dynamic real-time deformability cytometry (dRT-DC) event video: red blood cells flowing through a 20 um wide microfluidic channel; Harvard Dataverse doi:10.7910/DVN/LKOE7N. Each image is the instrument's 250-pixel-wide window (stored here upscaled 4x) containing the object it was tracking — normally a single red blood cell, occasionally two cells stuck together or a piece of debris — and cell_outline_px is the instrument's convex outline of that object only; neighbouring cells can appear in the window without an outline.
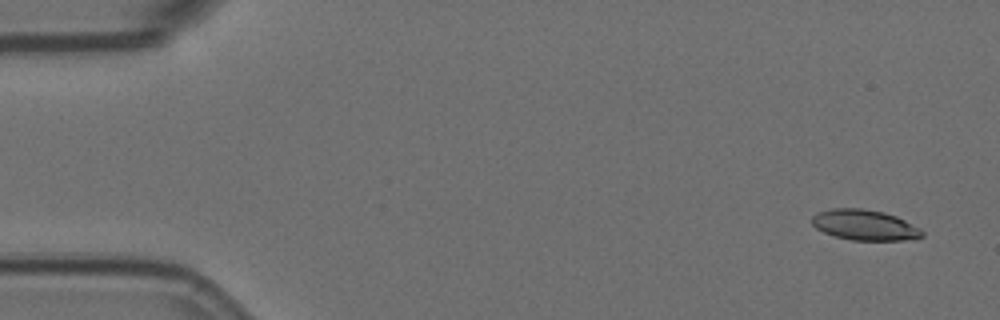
{"species": "Egyptian fruit bat (a non-hibernating species)", "species_latin": "Rousettus aegyptiacus", "temperature_condition": "room temperature", "stored_images_in_passage": 4, "camera_frame_rate_fps": 3000, "um_per_image_px": 0.085, "animal": {"sex": "female"}, "frame": {"image": 1, "passage_image": 1, "time_ms": 0.0, "image_size_px": [1000, 320], "cell_outline_px": [[924, 236], [904, 240], [852, 240], [836, 236], [824, 232], [816, 228], [812, 224], [812, 216], [816, 212], [832, 208], [860, 208], [884, 212], [896, 216], [920, 228], [924, 232]], "centroid_in_image_um": [73.48, 19.11], "position_along_channel_um": 11.5, "area_um2": 19.54}}